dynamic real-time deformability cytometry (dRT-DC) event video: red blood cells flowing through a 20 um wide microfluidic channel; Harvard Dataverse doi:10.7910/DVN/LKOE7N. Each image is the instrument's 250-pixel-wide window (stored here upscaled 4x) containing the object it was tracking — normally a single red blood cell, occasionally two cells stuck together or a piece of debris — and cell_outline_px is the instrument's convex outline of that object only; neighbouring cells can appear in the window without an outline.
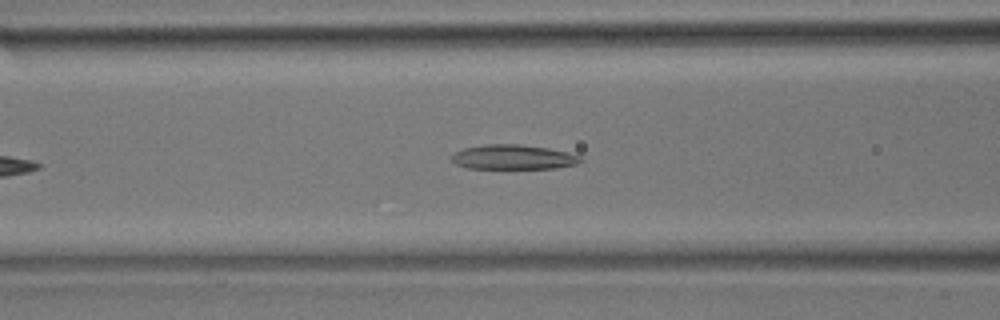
{"species": "common noctule bat (a hibernating species)", "species_latin": "Nyctalus noctula", "temperature_condition": "room temperature", "stored_images_in_passage": 30, "camera_frame_rate_fps": 3000, "um_per_image_px": 0.085, "animal": {"sex": "male", "body_mass_g": 17.9}, "frame": {"image": 1, "passage_image": 8, "time_ms": 2.333, "image_size_px": [1000, 320], "cell_outline_px": [[584, 160], [576, 164], [556, 168], [468, 168], [456, 164], [452, 160], [452, 152], [464, 148], [484, 144], [520, 144], [548, 148], [580, 156]], "centroid_in_image_um": [43.59, 13.35], "position_along_channel_um": 123.0, "area_um2": 18.44}}
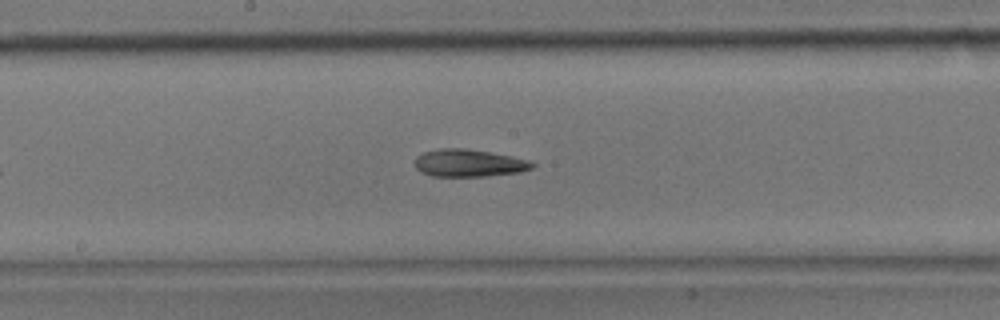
{"frame": {"image": 2, "passage_image": 13, "time_ms": 4.0, "image_size_px": [1000, 320], "cell_outline_px": [[536, 164], [532, 168], [520, 172], [484, 176], [432, 176], [420, 172], [416, 168], [416, 156], [424, 152], [440, 148], [464, 148], [512, 156], [528, 160]], "centroid_in_image_um": [39.85, 13.86], "position_along_channel_um": 208.4, "area_um2": 18.67}}
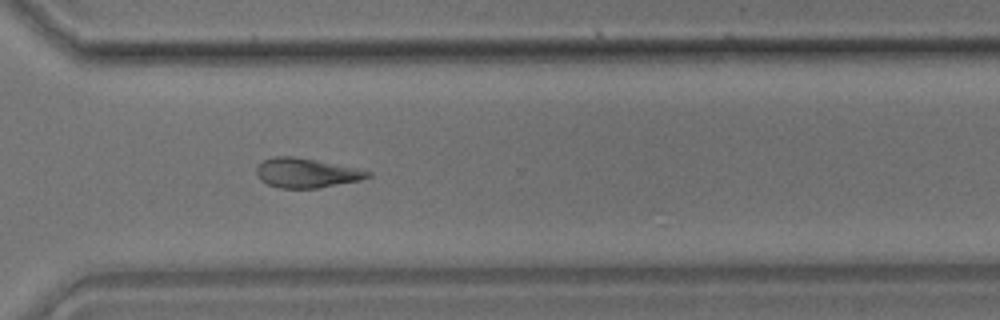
{"frame": {"image": 3, "passage_image": 21, "time_ms": 6.667, "image_size_px": [1000, 320], "cell_outline_px": [[372, 176], [360, 180], [320, 188], [280, 188], [268, 184], [260, 180], [256, 172], [256, 168], [264, 160], [276, 156], [292, 156], [356, 168], [372, 172]], "centroid_in_image_um": [26.04, 14.71], "position_along_channel_um": 344.6, "area_um2": 18.9}}